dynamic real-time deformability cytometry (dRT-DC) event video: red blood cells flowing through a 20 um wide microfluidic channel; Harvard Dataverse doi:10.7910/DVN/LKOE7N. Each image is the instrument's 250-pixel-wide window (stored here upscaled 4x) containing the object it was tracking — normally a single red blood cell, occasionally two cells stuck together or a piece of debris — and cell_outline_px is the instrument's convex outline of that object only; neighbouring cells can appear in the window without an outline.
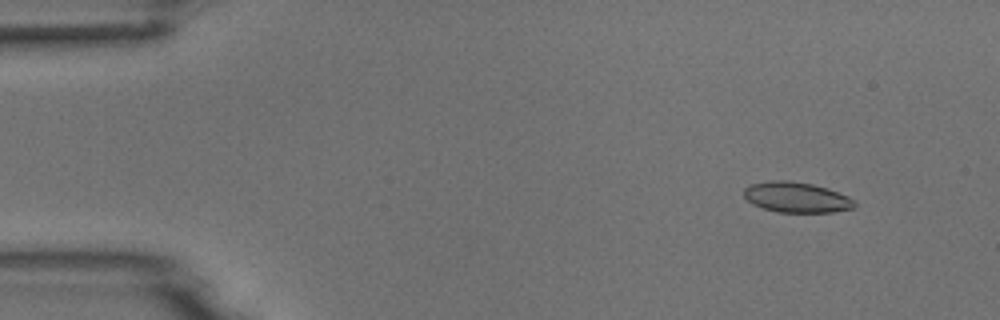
{"species": "common noctule bat (a hibernating species)", "species_latin": "Nyctalus noctula", "temperature_condition": "room temperature", "stored_images_in_passage": 5, "segment_of_instrument_passage": [1, 2], "camera_frame_rate_fps": 3000, "um_per_image_px": 0.085, "animal": {"sex": "male", "body_mass_g": 18.8}, "frame": {"image": 1, "passage_image": 1, "time_ms": 0.0, "image_size_px": [1000, 320], "cell_outline_px": [[856, 204], [852, 208], [832, 212], [776, 212], [752, 204], [744, 196], [744, 188], [748, 184], [772, 180], [788, 180], [812, 184], [828, 188], [848, 196], [856, 200]], "centroid_in_image_um": [67.69, 16.76], "position_along_channel_um": 17.3, "area_um2": 19.71}}
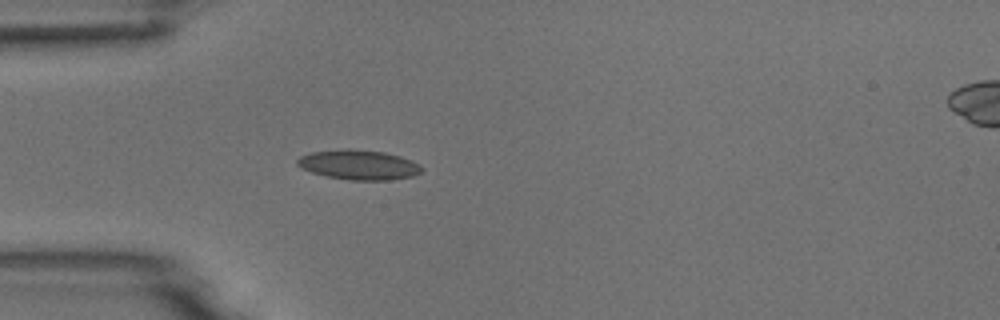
{"frame": {"image": 2, "passage_image": 4, "time_ms": 3.333, "image_size_px": [1000, 320], "cell_outline_px": [[424, 172], [412, 176], [388, 180], [348, 180], [328, 176], [312, 172], [300, 168], [296, 164], [296, 160], [300, 156], [312, 152], [348, 148], [384, 152], [400, 156], [412, 160], [420, 164], [424, 168]], "centroid_in_image_um": [30.52, 14.0], "position_along_channel_um": 54.5, "area_um2": 21.73}}